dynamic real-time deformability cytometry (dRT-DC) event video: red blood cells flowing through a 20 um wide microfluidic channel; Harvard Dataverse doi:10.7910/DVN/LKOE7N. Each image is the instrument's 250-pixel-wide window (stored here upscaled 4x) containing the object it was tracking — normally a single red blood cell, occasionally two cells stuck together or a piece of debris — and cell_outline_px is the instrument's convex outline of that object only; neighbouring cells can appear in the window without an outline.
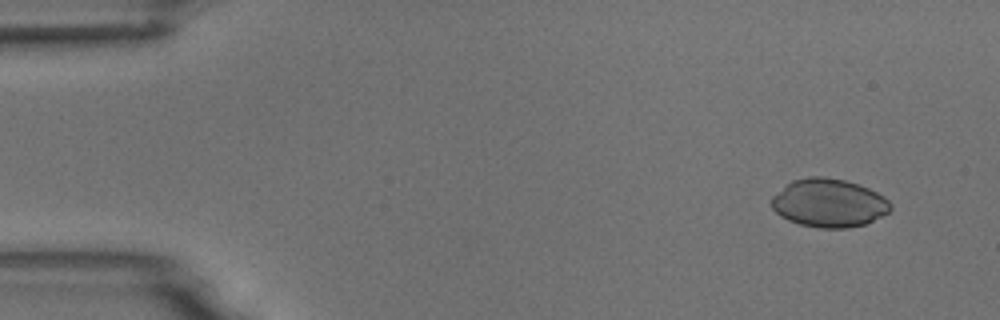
{"species": "common noctule bat (a hibernating species)", "species_latin": "Nyctalus noctula", "temperature_condition": "room temperature", "stored_images_in_passage": 4, "camera_frame_rate_fps": 3000, "um_per_image_px": 0.085, "animal": {"sex": "male", "body_mass_g": 18.8}, "frame": {"image": 1, "passage_image": 1, "time_ms": 0.0, "image_size_px": [1000, 320], "cell_outline_px": [[892, 208], [888, 212], [864, 224], [848, 228], [820, 228], [800, 224], [788, 220], [780, 216], [772, 208], [772, 196], [792, 180], [808, 176], [824, 176], [844, 180], [860, 184], [884, 196], [892, 204]], "centroid_in_image_um": [70.45, 17.24], "position_along_channel_um": 14.5, "area_um2": 33.52}}